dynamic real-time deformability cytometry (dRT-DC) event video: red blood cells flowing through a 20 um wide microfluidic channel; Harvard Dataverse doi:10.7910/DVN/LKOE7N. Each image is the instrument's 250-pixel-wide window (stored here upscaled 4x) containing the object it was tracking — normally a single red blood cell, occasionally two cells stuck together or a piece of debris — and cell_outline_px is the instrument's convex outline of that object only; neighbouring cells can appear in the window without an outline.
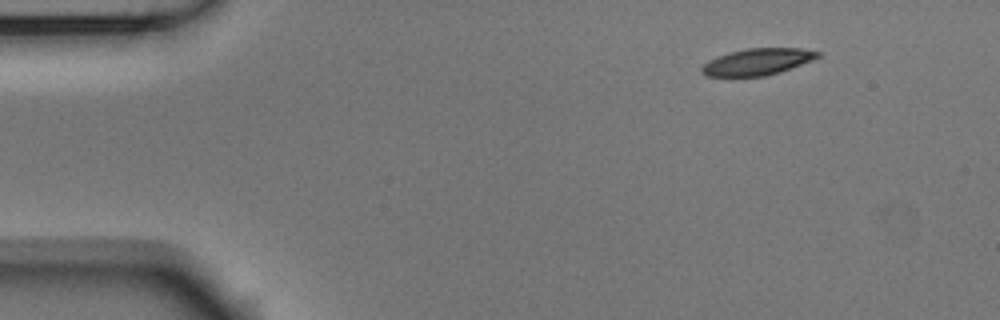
{"species": "Egyptian fruit bat (a non-hibernating species)", "species_latin": "Rousettus aegyptiacus", "temperature_condition": "room temperature", "stored_images_in_passage": 48, "camera_frame_rate_fps": 3000, "um_per_image_px": 0.085, "animal": {"sex": "male"}, "frame": {"image": 1, "passage_image": 1, "time_ms": 0.0, "image_size_px": [1000, 320], "cell_outline_px": [[820, 56], [812, 60], [780, 72], [764, 76], [704, 76], [700, 72], [700, 68], [708, 60], [716, 56], [728, 52], [744, 48], [800, 48], [820, 52]], "centroid_in_image_um": [64.33, 5.24], "position_along_channel_um": 20.7, "area_um2": 18.09}}
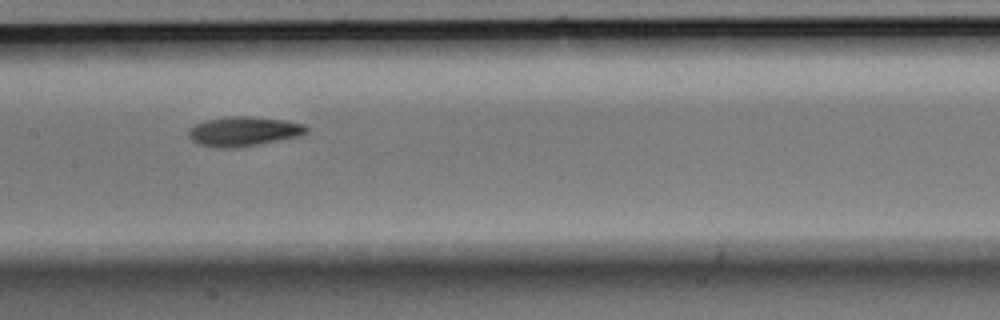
{"frame": {"image": 2, "passage_image": 21, "time_ms": 6.667, "image_size_px": [1000, 320], "cell_outline_px": [[308, 132], [300, 136], [236, 148], [216, 148], [196, 144], [188, 136], [188, 128], [204, 120], [232, 116], [248, 116], [284, 120], [304, 124], [308, 128]], "centroid_in_image_um": [20.67, 11.17], "position_along_channel_um": 186.7, "area_um2": 20.4}}
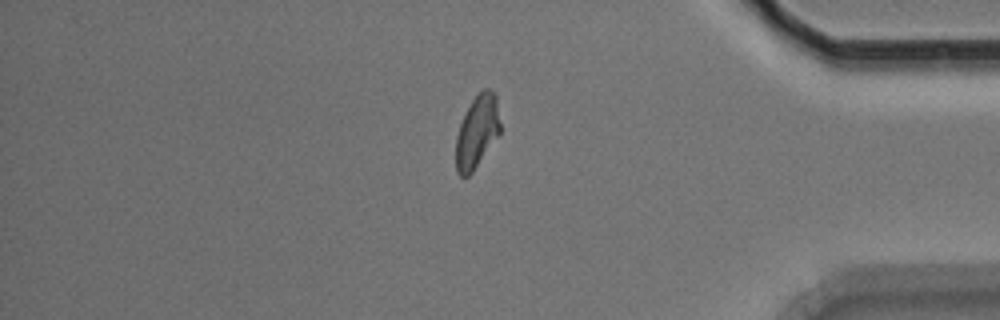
{"frame": {"image": 3, "passage_image": 40, "time_ms": 13.0, "image_size_px": [1000, 320], "cell_outline_px": [[500, 132], [472, 172], [468, 176], [460, 176], [456, 172], [456, 136], [460, 124], [472, 100], [484, 88], [488, 88], [496, 92], [500, 124]], "centroid_in_image_um": [40.55, 11.17], "position_along_channel_um": 394.6, "area_um2": 18.5}, "authors_computed_cell_mechanics": {"area_um2": 19.1318, "velocity_mm_per_s": 3.7284, "shape_relaxation_time_tau1_ms": 5.5878, "shape_relaxation_time_tau2_ms": 7.3565, "deformation_change_tau1": 0.178, "deformation_change_tau2": 0.1495}}